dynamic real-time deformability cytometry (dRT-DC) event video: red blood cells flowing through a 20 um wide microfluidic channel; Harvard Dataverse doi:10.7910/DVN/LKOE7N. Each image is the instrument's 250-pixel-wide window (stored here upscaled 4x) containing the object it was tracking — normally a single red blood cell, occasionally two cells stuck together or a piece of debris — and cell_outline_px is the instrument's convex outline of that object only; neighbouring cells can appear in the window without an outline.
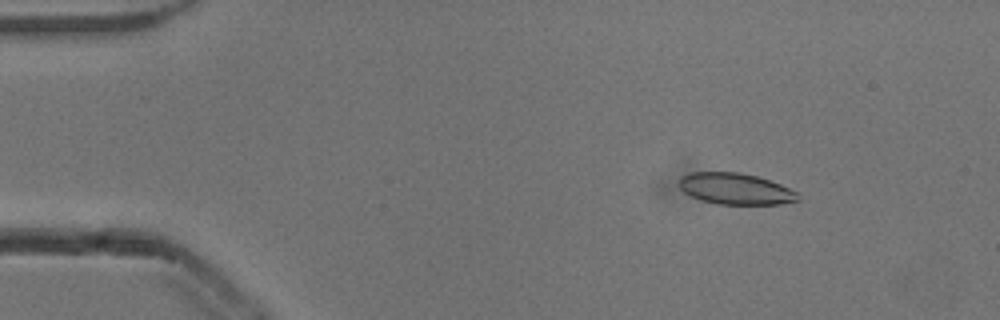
{"species": "common noctule bat (a hibernating species)", "species_latin": "Nyctalus noctula", "temperature_condition": "cold", "stored_images_in_passage": 53, "camera_frame_rate_fps": 3000, "um_per_image_px": 0.085, "animal": {"sex": "male", "body_mass_g": 13.3}, "frame": {"image": 1, "passage_image": 7, "time_ms": 2.0, "image_size_px": [1000, 320], "cell_outline_px": [[800, 200], [780, 204], [720, 204], [700, 200], [684, 192], [680, 188], [680, 176], [692, 172], [740, 172], [756, 176], [780, 184], [796, 192], [800, 196]], "centroid_in_image_um": [62.51, 16.05], "position_along_channel_um": 22.5, "area_um2": 21.56}}
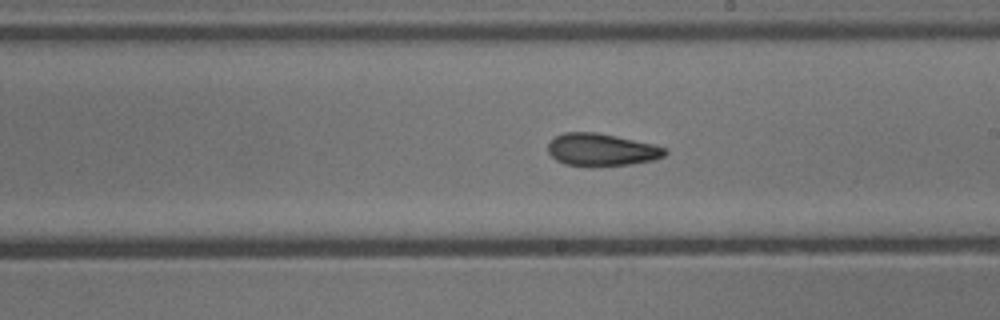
{"frame": {"image": 2, "passage_image": 30, "time_ms": 9.667, "image_size_px": [1000, 320], "cell_outline_px": [[668, 152], [664, 156], [652, 160], [628, 164], [592, 168], [564, 164], [556, 160], [548, 152], [548, 144], [556, 136], [564, 132], [596, 132], [616, 136], [652, 144], [668, 148]], "centroid_in_image_um": [51.11, 12.75], "position_along_channel_um": 237.9, "area_um2": 22.37}}
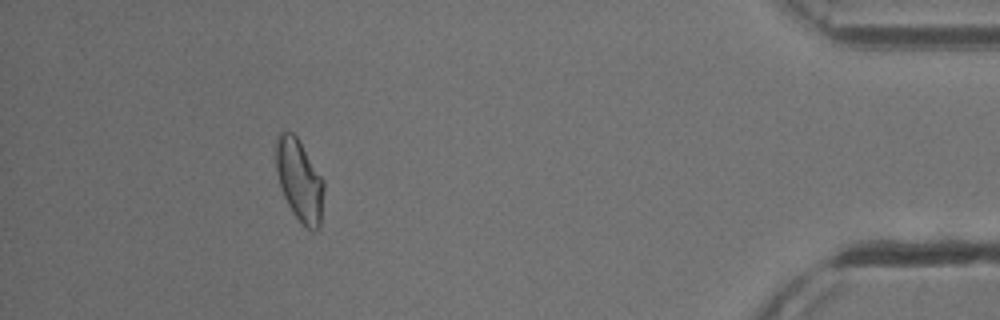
{"frame": {"image": 3, "passage_image": 48, "time_ms": 15.667, "image_size_px": [1000, 320], "cell_outline_px": [[324, 188], [320, 228], [316, 232], [312, 232], [292, 212], [284, 196], [276, 172], [276, 136], [280, 132], [292, 132], [296, 136], [324, 180]], "centroid_in_image_um": [25.46, 15.34], "position_along_channel_um": 409.7, "area_um2": 22.72}, "authors_computed_cell_mechanics": {"area_um2": 22.1374, "velocity_mm_per_s": 3.8536, "shape_relaxation_time_tau1_ms": 8.077, "shape_relaxation_time_tau2_ms": 3.0469, "deformation_change_tau1": 0.1815, "deformation_change_tau2": 0.0936}}